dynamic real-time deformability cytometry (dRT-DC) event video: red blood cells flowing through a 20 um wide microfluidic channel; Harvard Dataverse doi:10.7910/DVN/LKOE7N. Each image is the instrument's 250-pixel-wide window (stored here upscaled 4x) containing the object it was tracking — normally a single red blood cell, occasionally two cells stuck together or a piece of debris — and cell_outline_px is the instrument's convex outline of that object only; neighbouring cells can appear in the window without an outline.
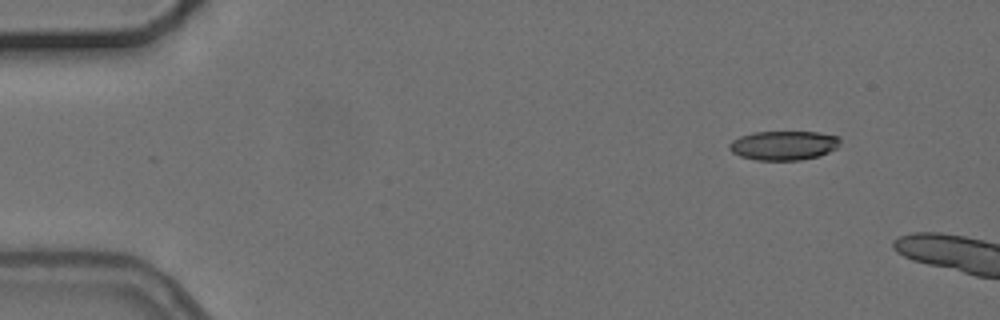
{"species": "common noctule bat (a hibernating species)", "species_latin": "Nyctalus noctula", "temperature_condition": "cold", "stored_images_in_passage": 3, "camera_frame_rate_fps": 3000, "um_per_image_px": 0.085, "animal": {"sex": "female", "body_mass_g": 24.6, "forearm_length_mm": 56.2}, "frame": {"image": 1, "passage_image": 1, "time_ms": 0.0, "image_size_px": [1000, 320], "cell_outline_px": [[840, 144], [836, 148], [820, 156], [800, 160], [756, 160], [740, 156], [732, 152], [728, 148], [728, 144], [732, 140], [740, 136], [752, 132], [816, 132], [840, 136]], "centroid_in_image_um": [66.6, 12.36], "position_along_channel_um": 18.4, "area_um2": 19.02}}